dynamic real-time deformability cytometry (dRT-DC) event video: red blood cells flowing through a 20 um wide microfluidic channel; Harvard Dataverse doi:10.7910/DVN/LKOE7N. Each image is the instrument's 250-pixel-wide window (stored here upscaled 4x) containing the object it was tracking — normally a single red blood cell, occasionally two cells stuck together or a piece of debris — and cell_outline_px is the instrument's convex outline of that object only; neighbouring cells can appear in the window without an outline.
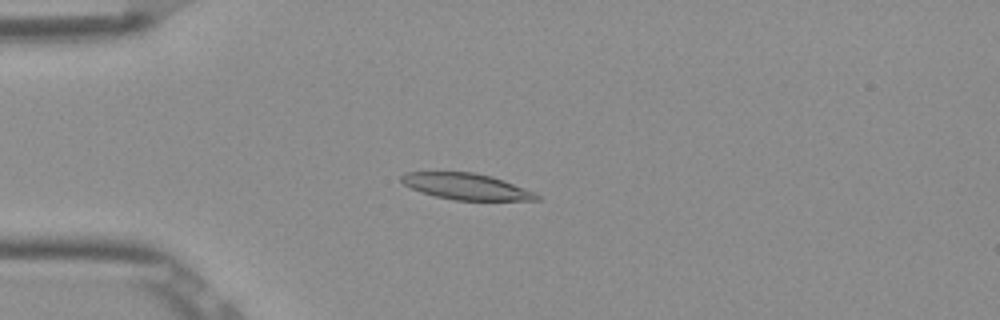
{"species": "Egyptian fruit bat (a non-hibernating species)", "species_latin": "Rousettus aegyptiacus", "temperature_condition": "room temperature", "stored_images_in_passage": 53, "camera_frame_rate_fps": 3000, "um_per_image_px": 0.085, "frame": {"image": 1, "passage_image": 14, "time_ms": 4.333, "image_size_px": [1000, 320], "cell_outline_px": [[544, 200], [456, 200], [436, 196], [420, 192], [404, 184], [400, 180], [400, 176], [408, 172], [472, 172], [492, 176], [504, 180], [536, 192]], "centroid_in_image_um": [39.68, 15.85], "position_along_channel_um": 45.3, "area_um2": 20.69}}
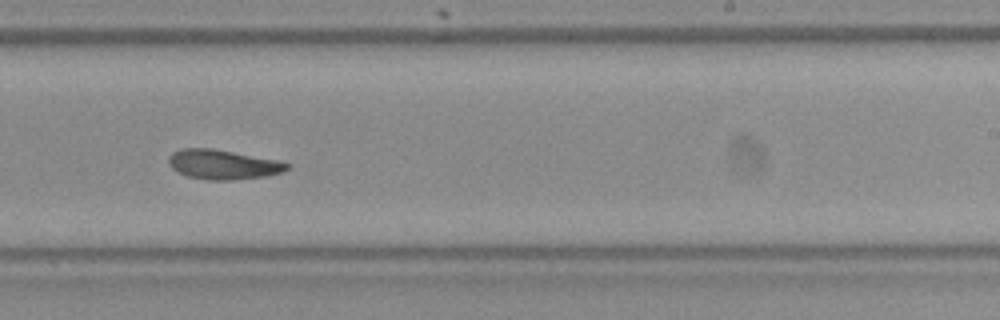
{"frame": {"image": 2, "passage_image": 33, "time_ms": 10.667, "image_size_px": [1000, 320], "cell_outline_px": [[292, 164], [288, 168], [280, 172], [264, 176], [232, 180], [208, 180], [188, 176], [172, 168], [168, 164], [168, 156], [172, 152], [180, 148], [212, 148], [280, 160]], "centroid_in_image_um": [18.94, 13.96], "position_along_channel_um": 270.1, "area_um2": 20.46}}
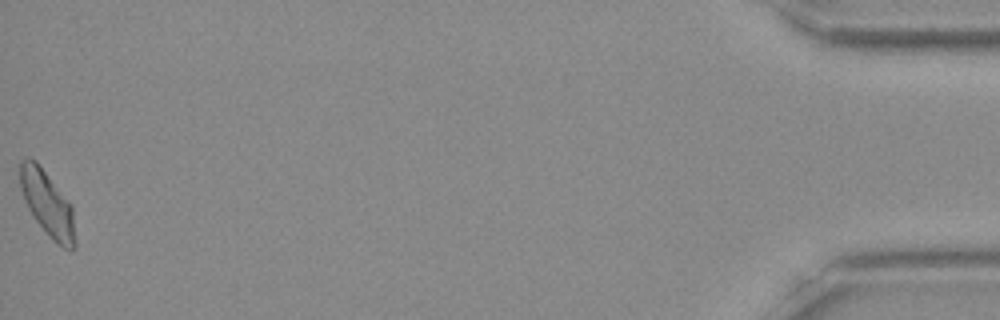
{"frame": {"image": 3, "passage_image": 53, "time_ms": 17.333, "image_size_px": [1000, 320], "cell_outline_px": [[76, 248], [64, 248], [52, 240], [36, 220], [28, 208], [24, 200], [20, 188], [20, 160], [28, 156], [36, 160], [72, 204], [76, 244]], "centroid_in_image_um": [4.03, 17.28], "position_along_channel_um": 431.2, "area_um2": 21.04}, "authors_computed_cell_mechanics": {"area_um2": 20.4612, "velocity_mm_per_s": 3.8644, "shape_relaxation_time_tau1_ms": null, "shape_relaxation_time_tau2_ms": 11.0141, "deformation_change_tau1": null, "deformation_change_tau2": 0.212}}